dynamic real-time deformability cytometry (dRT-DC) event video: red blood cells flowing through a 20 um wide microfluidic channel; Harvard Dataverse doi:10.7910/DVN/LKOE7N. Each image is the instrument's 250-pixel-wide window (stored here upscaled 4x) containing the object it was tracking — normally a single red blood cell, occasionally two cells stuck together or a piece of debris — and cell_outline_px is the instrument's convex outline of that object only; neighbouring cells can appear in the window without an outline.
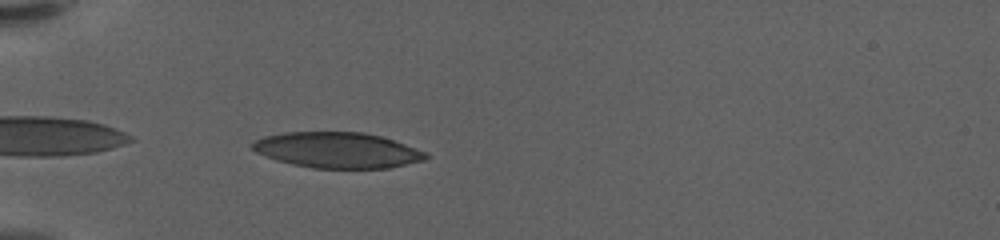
{"species": "human", "species_latin": "Homo sapiens", "temperature_condition": "warm", "stored_images_in_passage": 42, "camera_frame_rate_fps": 3000, "um_per_image_px": 0.085, "donor": {"sex": "female"}, "frame": {"image": 1, "passage_image": 2, "time_ms": 0.333, "image_size_px": [1000, 240], "cell_outline_px": [[428, 156], [424, 160], [388, 168], [312, 168], [292, 164], [276, 160], [256, 152], [252, 148], [252, 144], [256, 140], [264, 136], [284, 132], [364, 132], [380, 136], [404, 144], [424, 152]], "centroid_in_image_um": [28.64, 12.76], "position_along_channel_um": 56.4, "area_um2": 35.72}}
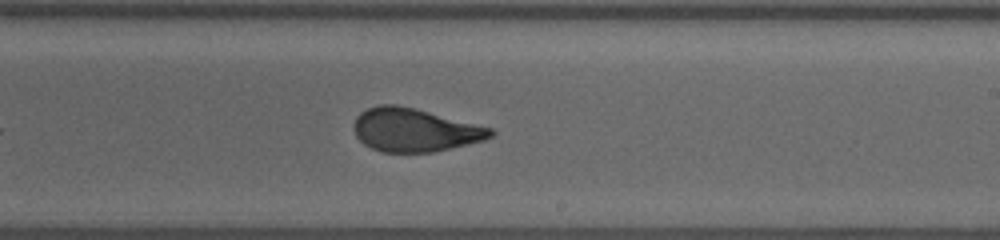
{"frame": {"image": 2, "passage_image": 20, "time_ms": 6.333, "image_size_px": [1000, 240], "cell_outline_px": [[496, 132], [492, 136], [484, 140], [432, 152], [384, 152], [372, 148], [364, 144], [356, 136], [352, 124], [356, 116], [360, 112], [368, 108], [380, 104], [396, 104], [492, 128]], "centroid_in_image_um": [35.2, 11.05], "position_along_channel_um": 253.8, "area_um2": 34.16}}
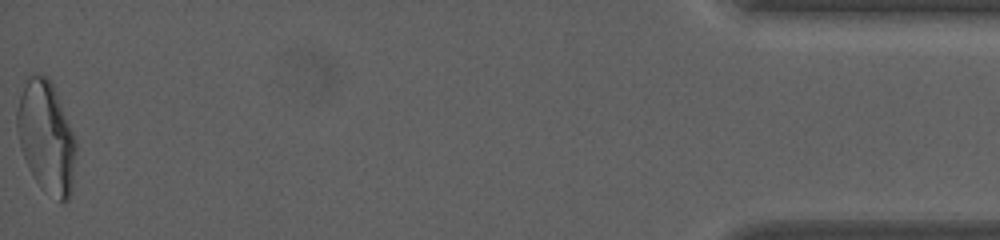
{"frame": {"image": 3, "passage_image": 42, "time_ms": 13.667, "image_size_px": [1000, 240], "cell_outline_px": [[76, 148], [72, 192], [68, 200], [60, 204], [40, 188], [20, 148], [16, 128], [16, 112], [20, 96], [24, 84], [28, 76], [44, 76], [52, 84], [56, 92], [76, 140]], "centroid_in_image_um": [3.94, 11.73], "position_along_channel_um": 431.3, "area_um2": 38.21}, "authors_computed_cell_mechanics": {"area_um2": 35.4025, "velocity_mm_per_s": 3.5597, "shape_relaxation_time_tau1_ms": null, "shape_relaxation_time_tau2_ms": 1.1646, "deformation_change_tau1": null, "deformation_change_tau2": 0.087}}